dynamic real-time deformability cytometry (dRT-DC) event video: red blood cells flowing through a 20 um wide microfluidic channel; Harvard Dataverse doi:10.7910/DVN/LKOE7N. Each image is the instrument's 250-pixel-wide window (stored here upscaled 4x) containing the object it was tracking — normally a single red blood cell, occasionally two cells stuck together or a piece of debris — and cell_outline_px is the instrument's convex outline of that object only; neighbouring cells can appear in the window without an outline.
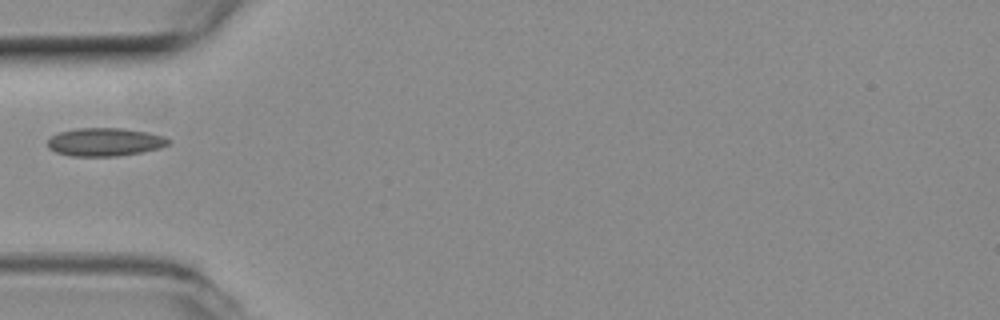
{"species": "common noctule bat (a hibernating species)", "species_latin": "Nyctalus noctula", "temperature_condition": "room temperature", "stored_images_in_passage": 23, "camera_frame_rate_fps": 3000, "um_per_image_px": 0.085, "animal": {"sex": "female", "body_mass_g": 19.3, "forearm_length_mm": 54.1}, "frame": {"image": 1, "passage_image": 1, "time_ms": 0.0, "image_size_px": [1000, 320], "cell_outline_px": [[172, 140], [168, 144], [160, 148], [120, 156], [72, 156], [56, 152], [48, 148], [48, 140], [52, 136], [60, 132], [76, 128], [120, 128], [148, 132], [164, 136]], "centroid_in_image_um": [8.93, 12.07], "position_along_channel_um": 76.1, "area_um2": 19.83}}
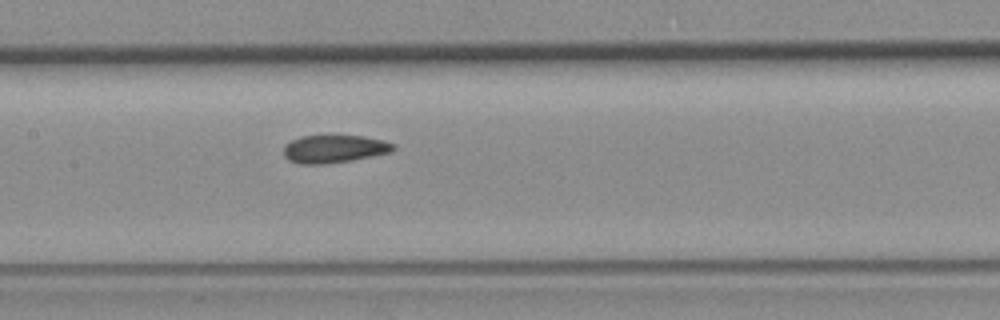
{"frame": {"image": 2, "passage_image": 9, "time_ms": 2.667, "image_size_px": [1000, 320], "cell_outline_px": [[396, 148], [388, 152], [352, 160], [324, 164], [300, 164], [288, 160], [284, 156], [284, 144], [300, 136], [364, 136], [384, 140], [396, 144]], "centroid_in_image_um": [28.38, 12.65], "position_along_channel_um": 179.0, "area_um2": 17.74}}
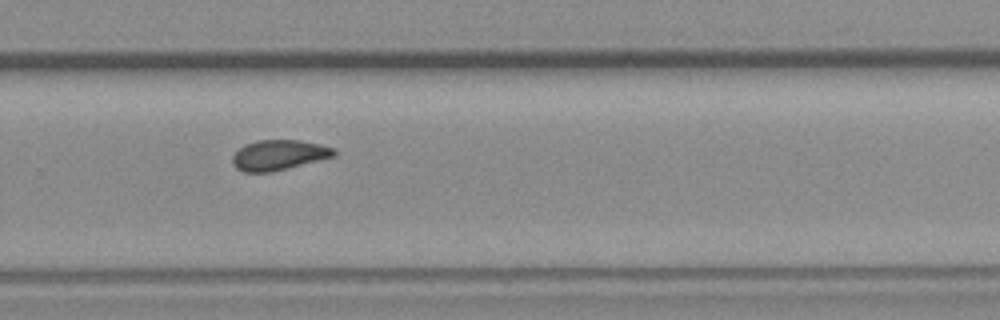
{"frame": {"image": 3, "passage_image": 19, "time_ms": 6.0, "image_size_px": [1000, 320], "cell_outline_px": [[336, 156], [272, 172], [244, 172], [236, 168], [232, 164], [232, 156], [244, 144], [256, 140], [300, 140], [320, 144], [336, 148]], "centroid_in_image_um": [23.71, 13.17], "position_along_channel_um": 306.1, "area_um2": 18.03}}